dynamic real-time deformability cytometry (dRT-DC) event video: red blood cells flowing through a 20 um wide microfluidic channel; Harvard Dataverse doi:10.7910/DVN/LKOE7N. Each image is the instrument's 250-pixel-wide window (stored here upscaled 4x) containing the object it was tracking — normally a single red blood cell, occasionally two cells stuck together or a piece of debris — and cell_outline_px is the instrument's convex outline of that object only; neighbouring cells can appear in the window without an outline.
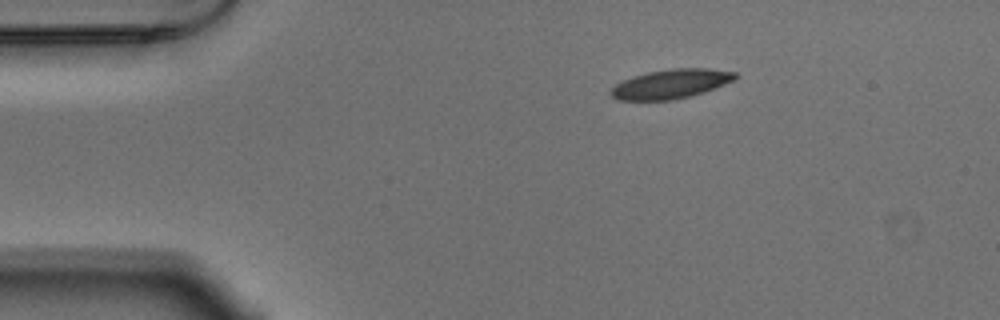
{"species": "Egyptian fruit bat (a non-hibernating species)", "species_latin": "Rousettus aegyptiacus", "temperature_condition": "warm", "stored_images_in_passage": 46, "camera_frame_rate_fps": 3000, "um_per_image_px": 0.085, "animal": {"sex": "male"}, "frame": {"image": 1, "passage_image": 1, "time_ms": 0.0, "image_size_px": [1000, 320], "cell_outline_px": [[736, 80], [704, 92], [692, 96], [672, 100], [616, 100], [608, 92], [616, 84], [632, 76], [648, 72], [672, 68], [708, 68], [736, 72]], "centroid_in_image_um": [57.03, 7.13], "position_along_channel_um": 28.0, "area_um2": 21.33}}
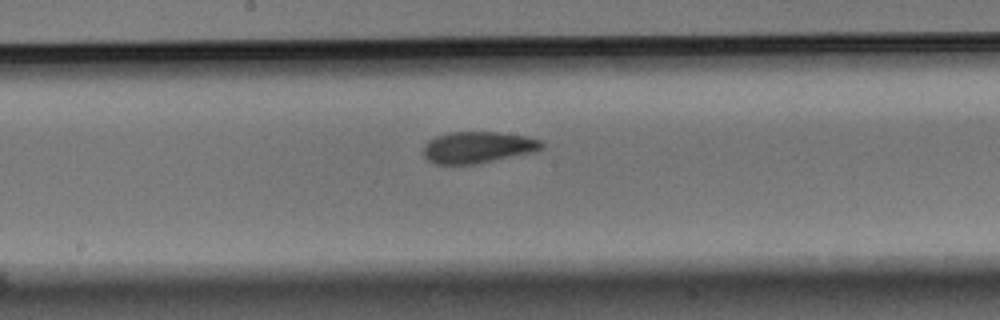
{"frame": {"image": 2, "passage_image": 20, "time_ms": 6.333, "image_size_px": [1000, 320], "cell_outline_px": [[544, 148], [536, 152], [472, 164], [436, 164], [428, 160], [424, 156], [424, 144], [428, 140], [436, 136], [448, 132], [496, 132], [524, 136], [540, 140], [544, 144]], "centroid_in_image_um": [40.61, 12.52], "position_along_channel_um": 207.6, "area_um2": 21.68}}
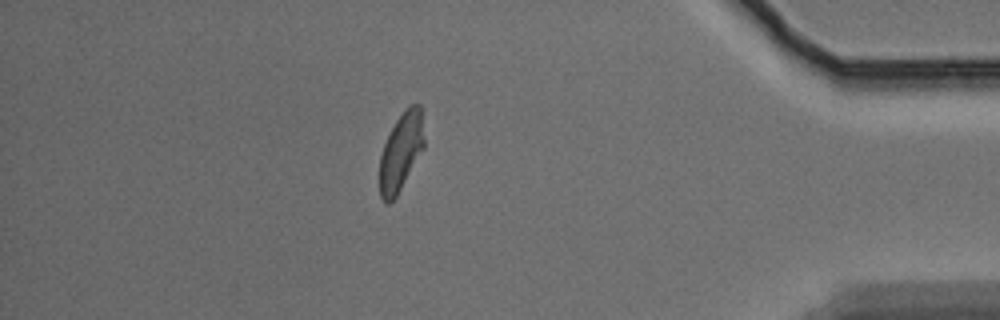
{"frame": {"image": 3, "passage_image": 39, "time_ms": 12.667, "image_size_px": [1000, 320], "cell_outline_px": [[424, 148], [396, 196], [388, 204], [384, 204], [380, 196], [380, 156], [384, 144], [396, 120], [404, 108], [408, 104], [420, 104], [424, 140]], "centroid_in_image_um": [34.08, 12.89], "position_along_channel_um": 401.1, "area_um2": 20.06}, "authors_computed_cell_mechanics": {"area_um2": 21.5594, "velocity_mm_per_s": 3.6991, "shape_relaxation_time_tau1_ms": 3.746, "shape_relaxation_time_tau2_ms": 1.7007, "deformation_change_tau1": 0.1316, "deformation_change_tau2": 0.0718}}